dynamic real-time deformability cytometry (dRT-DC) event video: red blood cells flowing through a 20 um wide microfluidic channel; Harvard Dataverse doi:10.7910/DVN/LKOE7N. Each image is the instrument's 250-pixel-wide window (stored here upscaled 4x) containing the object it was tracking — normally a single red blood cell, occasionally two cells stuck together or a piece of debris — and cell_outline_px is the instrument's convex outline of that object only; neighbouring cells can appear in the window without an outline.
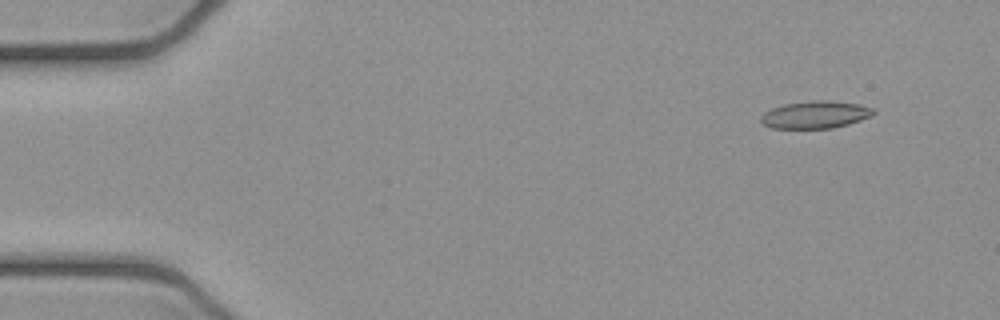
{"species": "common noctule bat (a hibernating species)", "species_latin": "Nyctalus noctula", "temperature_condition": "cold", "stored_images_in_passage": 4, "camera_frame_rate_fps": 3000, "um_per_image_px": 0.085, "animal": {"sex": "female", "body_mass_g": 21.9}, "frame": {"image": 1, "passage_image": 2, "time_ms": 0.333, "image_size_px": [1000, 320], "cell_outline_px": [[876, 112], [872, 116], [848, 124], [832, 128], [772, 128], [764, 124], [760, 120], [760, 116], [764, 112], [772, 108], [784, 104], [812, 100], [828, 100], [856, 104], [872, 108]], "centroid_in_image_um": [69.29, 9.74], "position_along_channel_um": 15.7, "area_um2": 17.86}}
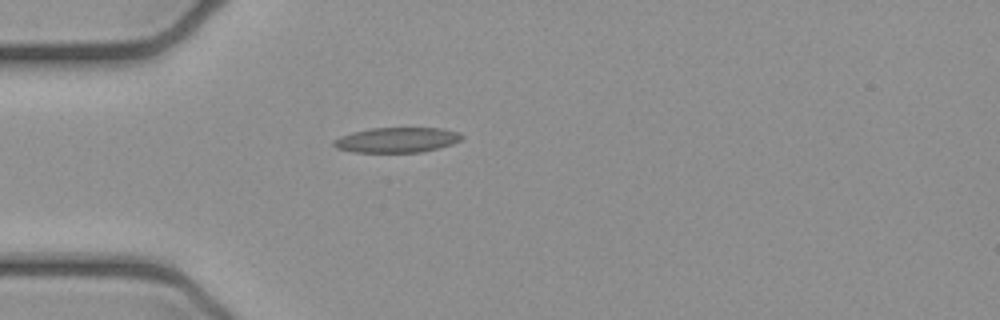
{"frame": {"image": 2, "passage_image": 4, "time_ms": 1.0, "image_size_px": [1000, 320], "cell_outline_px": [[464, 136], [460, 140], [452, 144], [440, 148], [424, 152], [352, 152], [336, 148], [332, 144], [332, 140], [340, 136], [352, 132], [372, 128], [440, 128], [460, 132]], "centroid_in_image_um": [33.73, 11.9], "position_along_channel_um": 51.3, "area_um2": 18.9}}